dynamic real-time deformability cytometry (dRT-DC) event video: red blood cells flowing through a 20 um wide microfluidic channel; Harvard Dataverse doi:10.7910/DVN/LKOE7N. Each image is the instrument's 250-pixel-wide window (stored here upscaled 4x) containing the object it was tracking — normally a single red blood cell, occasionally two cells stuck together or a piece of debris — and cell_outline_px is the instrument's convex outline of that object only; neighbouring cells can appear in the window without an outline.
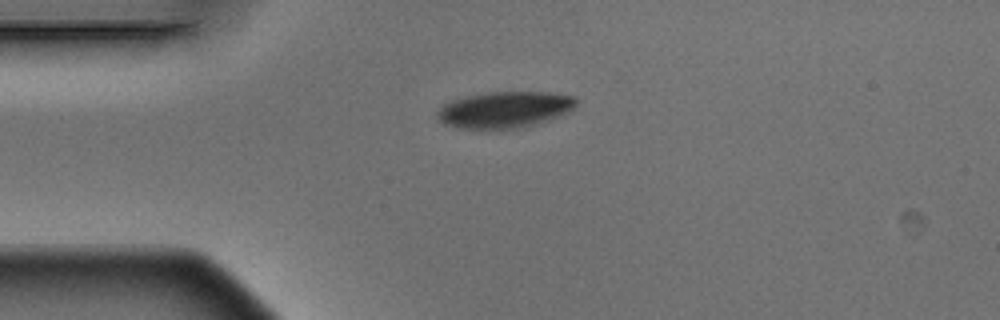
{"species": "Egyptian fruit bat (a non-hibernating species)", "species_latin": "Rousettus aegyptiacus", "temperature_condition": "warm", "stored_images_in_passage": 10, "camera_frame_rate_fps": 3000, "um_per_image_px": 0.085, "animal": {"sex": "male"}, "frame": {"image": 1, "passage_image": 1, "time_ms": 0.0, "image_size_px": [1000, 320], "cell_outline_px": [[576, 104], [568, 112], [548, 120], [524, 128], [460, 128], [444, 124], [436, 120], [436, 112], [444, 104], [452, 100], [468, 96], [488, 92], [548, 92], [576, 96]], "centroid_in_image_um": [42.88, 9.32], "position_along_channel_um": 42.1, "area_um2": 29.36}}
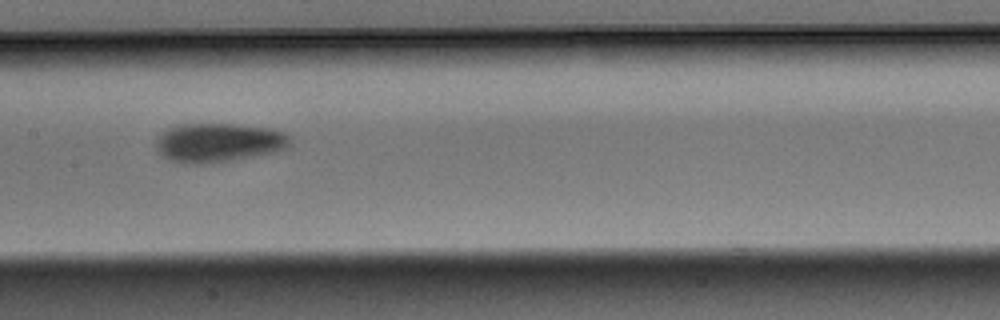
{"frame": {"image": 2, "passage_image": 5, "time_ms": 1.333, "image_size_px": [1000, 320], "cell_outline_px": [[292, 136], [288, 148], [272, 152], [252, 156], [204, 164], [184, 164], [160, 156], [156, 148], [156, 136], [164, 128], [176, 124], [232, 124], [272, 128], [284, 132]], "centroid_in_image_um": [18.52, 12.1], "position_along_channel_um": 188.9, "area_um2": 30.87}}
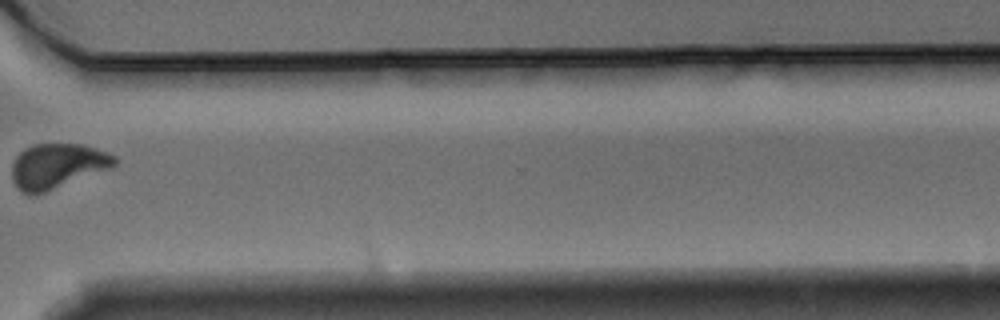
{"frame": {"image": 3, "passage_image": 9, "time_ms": 2.667, "image_size_px": [1000, 320], "cell_outline_px": [[120, 160], [112, 168], [36, 196], [28, 196], [20, 192], [16, 188], [12, 180], [12, 164], [16, 156], [24, 148], [32, 144], [84, 144], [108, 152], [116, 156]], "centroid_in_image_um": [4.87, 14.13], "position_along_channel_um": 365.7, "area_um2": 27.69}}